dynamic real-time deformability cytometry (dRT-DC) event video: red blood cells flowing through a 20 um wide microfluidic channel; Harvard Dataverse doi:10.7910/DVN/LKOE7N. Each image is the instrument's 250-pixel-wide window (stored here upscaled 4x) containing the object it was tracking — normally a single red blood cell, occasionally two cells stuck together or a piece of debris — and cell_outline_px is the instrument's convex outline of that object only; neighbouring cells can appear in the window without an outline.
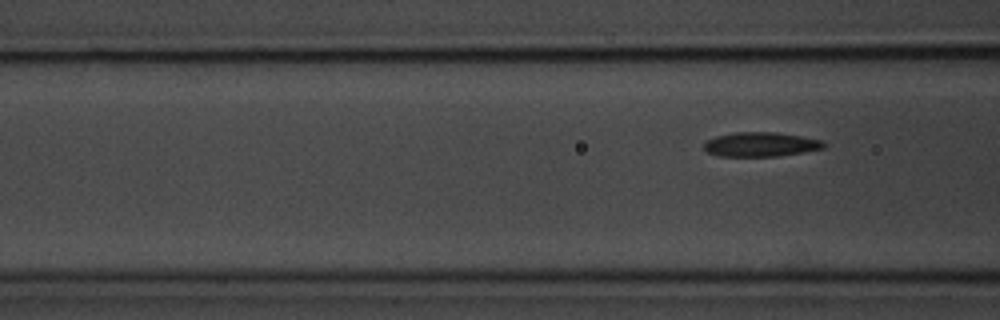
{"species": "common noctule bat (a hibernating species)", "species_latin": "Nyctalus noctula", "temperature_condition": "room temperature", "stored_images_in_passage": 4, "camera_frame_rate_fps": 3000, "um_per_image_px": 0.085, "animal": {"sex": "male", "body_mass_g": 20.1, "forearm_length_mm": 53.5}, "frame": {"image": 1, "passage_image": 4, "time_ms": 1.0, "image_size_px": [1000, 320], "cell_outline_px": [[828, 144], [824, 148], [804, 152], [776, 156], [720, 156], [708, 152], [704, 148], [704, 140], [716, 136], [736, 132], [776, 132], [824, 140]], "centroid_in_image_um": [64.69, 12.27], "position_along_channel_um": 101.9, "area_um2": 17.11}}